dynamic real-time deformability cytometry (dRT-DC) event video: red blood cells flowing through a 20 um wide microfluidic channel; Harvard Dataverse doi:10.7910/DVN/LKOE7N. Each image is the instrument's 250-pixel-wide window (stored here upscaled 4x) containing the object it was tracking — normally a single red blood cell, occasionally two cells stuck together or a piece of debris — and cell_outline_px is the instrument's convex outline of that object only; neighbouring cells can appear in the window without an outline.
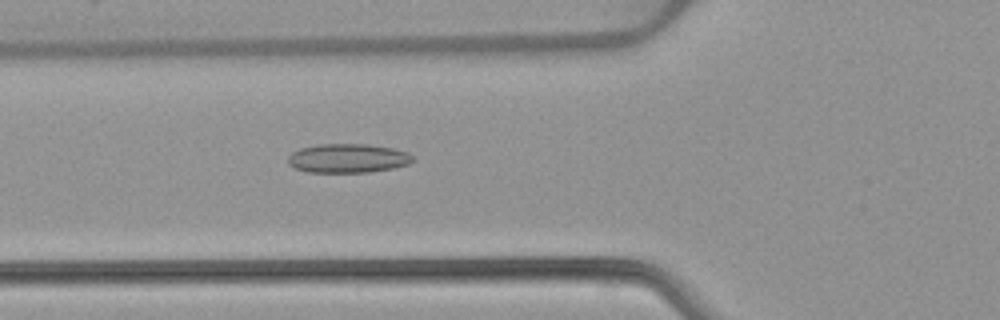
{"species": "common noctule bat (a hibernating species)", "species_latin": "Nyctalus noctula", "temperature_condition": "warm", "stored_images_in_passage": 52, "camera_frame_rate_fps": 3000, "um_per_image_px": 0.085, "animal": {"sex": "female", "body_mass_g": 22.7, "forearm_length_mm": 54.2}, "frame": {"image": 1, "passage_image": 19, "time_ms": 6.0, "image_size_px": [1000, 320], "cell_outline_px": [[416, 160], [408, 164], [392, 168], [368, 172], [308, 172], [296, 168], [288, 164], [288, 156], [292, 152], [300, 148], [320, 144], [368, 144], [392, 148], [408, 152]], "centroid_in_image_um": [29.57, 13.45], "position_along_channel_um": 96.2, "area_um2": 21.1}}
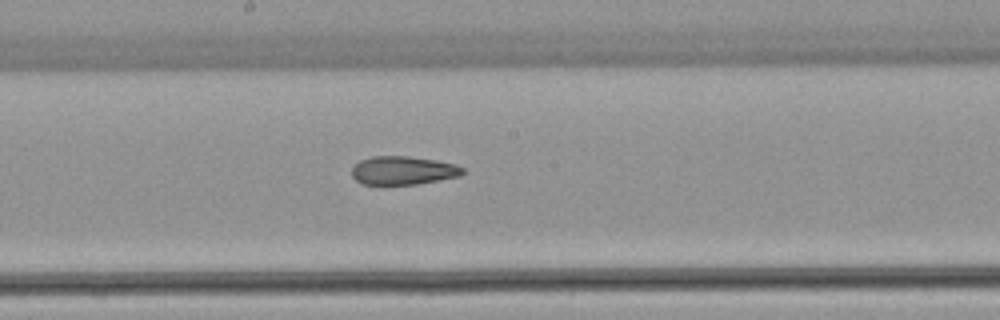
{"frame": {"image": 2, "passage_image": 28, "time_ms": 9.0, "image_size_px": [1000, 320], "cell_outline_px": [[464, 172], [460, 176], [416, 184], [380, 188], [364, 184], [356, 180], [352, 176], [352, 168], [360, 160], [372, 156], [408, 156], [436, 160], [456, 164], [464, 168]], "centroid_in_image_um": [34.22, 14.53], "position_along_channel_um": 214.0, "area_um2": 19.07}}
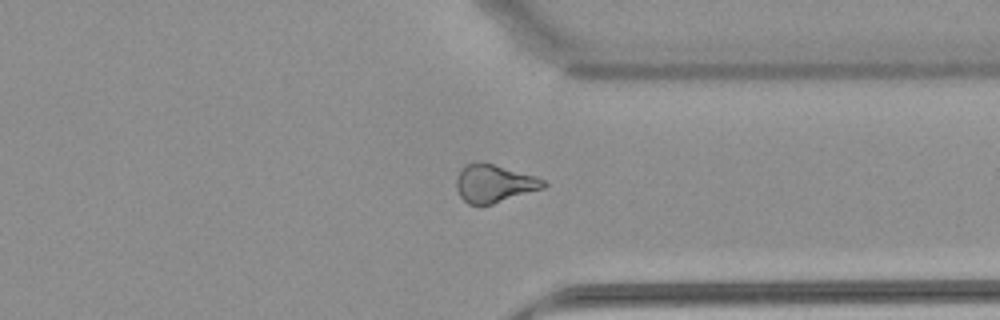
{"frame": {"image": 3, "passage_image": 40, "time_ms": 13.0, "image_size_px": [1000, 320], "cell_outline_px": [[548, 184], [544, 188], [480, 208], [468, 204], [460, 196], [456, 188], [456, 180], [460, 172], [468, 164], [492, 164], [536, 176], [544, 180]], "centroid_in_image_um": [42.02, 15.66], "position_along_channel_um": 369.4, "area_um2": 19.07}, "authors_computed_cell_mechanics": {"area_um2": 20.4323, "velocity_mm_per_s": 3.9061, "shape_relaxation_time_tau1_ms": null, "shape_relaxation_time_tau2_ms": 2.5461, "deformation_change_tau1": null, "deformation_change_tau2": 0.095}}